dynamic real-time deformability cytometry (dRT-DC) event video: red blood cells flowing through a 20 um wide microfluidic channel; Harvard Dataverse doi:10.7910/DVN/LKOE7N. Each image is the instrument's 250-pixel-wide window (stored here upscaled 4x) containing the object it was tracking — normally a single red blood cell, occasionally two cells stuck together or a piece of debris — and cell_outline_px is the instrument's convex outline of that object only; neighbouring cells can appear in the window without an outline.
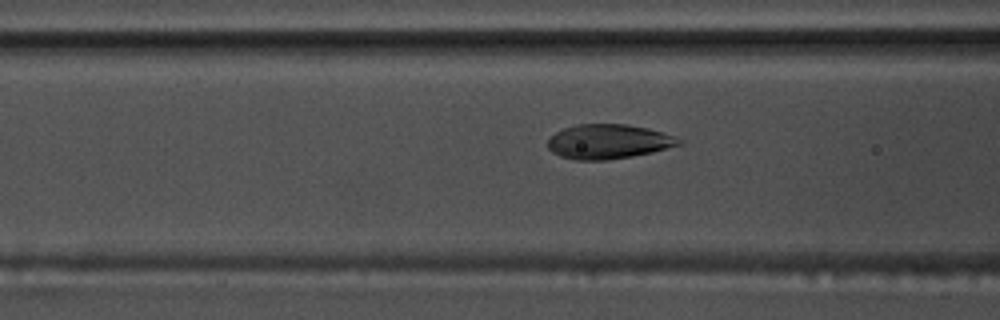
{"species": "common noctule bat (a hibernating species)", "species_latin": "Nyctalus noctula", "temperature_condition": "warm", "stored_images_in_passage": 39, "camera_frame_rate_fps": 3000, "um_per_image_px": 0.085, "animal": {"sex": "male", "body_mass_g": 17.5, "forearm_length_mm": 52.3}, "frame": {"image": 1, "passage_image": 5, "time_ms": 1.333, "image_size_px": [1000, 320], "cell_outline_px": [[684, 144], [652, 152], [632, 156], [608, 160], [576, 160], [560, 156], [552, 152], [548, 148], [548, 140], [556, 132], [564, 128], [576, 124], [624, 124], [648, 128], [676, 136], [684, 140]], "centroid_in_image_um": [51.75, 12.03], "position_along_channel_um": 114.8, "area_um2": 26.53}}
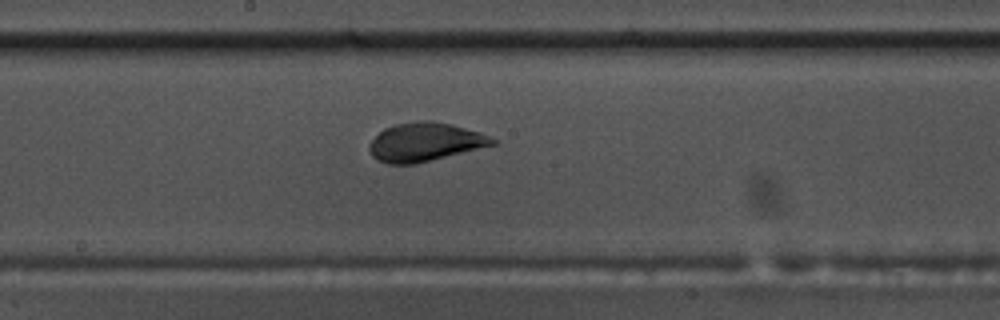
{"frame": {"image": 2, "passage_image": 13, "time_ms": 4.0, "image_size_px": [1000, 320], "cell_outline_px": [[496, 144], [416, 164], [388, 164], [376, 160], [372, 156], [368, 148], [368, 144], [384, 128], [396, 124], [416, 120], [432, 120], [452, 124], [480, 132], [496, 140]], "centroid_in_image_um": [36.09, 12.07], "position_along_channel_um": 212.1, "area_um2": 27.8}}
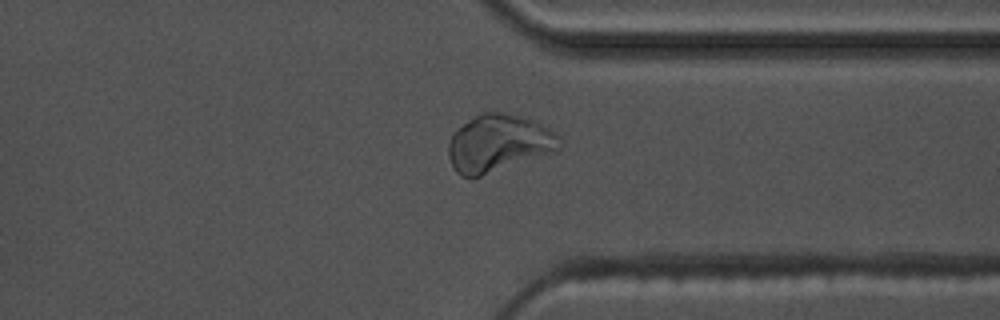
{"frame": {"image": 3, "passage_image": 26, "time_ms": 8.333, "image_size_px": [1000, 320], "cell_outline_px": [[564, 140], [560, 148], [556, 152], [480, 176], [460, 176], [456, 172], [448, 156], [448, 144], [452, 132], [468, 120], [480, 112], [504, 112], [520, 116], [532, 120], [548, 128], [560, 136]], "centroid_in_image_um": [42.4, 12.17], "position_along_channel_um": 369.0, "area_um2": 37.28}, "authors_computed_cell_mechanics": {"area_um2": 28.322, "velocity_mm_per_s": 3.6564, "shape_relaxation_time_tau1_ms": 3.01, "shape_relaxation_time_tau2_ms": null, "deformation_change_tau1": 0.0957, "deformation_change_tau2": null}}